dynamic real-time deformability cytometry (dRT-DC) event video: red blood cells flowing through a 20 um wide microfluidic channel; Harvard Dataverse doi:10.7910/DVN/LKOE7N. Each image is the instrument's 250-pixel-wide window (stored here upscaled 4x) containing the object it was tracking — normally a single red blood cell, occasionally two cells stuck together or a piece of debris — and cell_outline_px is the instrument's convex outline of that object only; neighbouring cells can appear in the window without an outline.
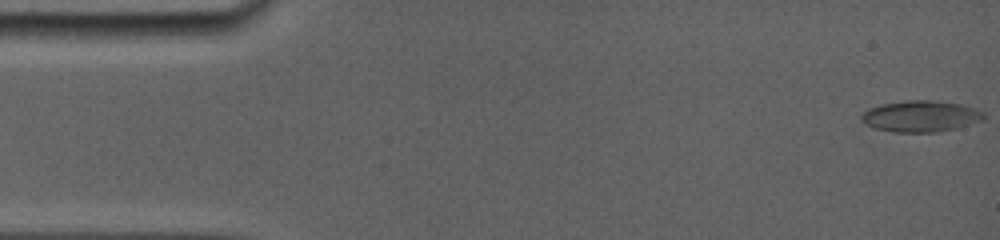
{"species": "common noctule bat (a hibernating species)", "species_latin": "Nyctalus noctula", "temperature_condition": "room temperature", "stored_images_in_passage": 79, "camera_frame_rate_fps": 5000, "um_per_image_px": 0.085, "animal": {"sex": "female", "body_mass_g": 19.0, "forearm_length_mm": 56.7}, "frame": {"image": 1, "passage_image": 1, "time_ms": 0.0, "image_size_px": [1000, 240], "cell_outline_px": [[984, 120], [956, 128], [936, 132], [892, 132], [876, 128], [860, 120], [860, 116], [868, 108], [880, 104], [908, 100], [936, 100], [964, 104], [976, 108], [984, 112]], "centroid_in_image_um": [78.29, 9.86], "position_along_channel_um": 6.7, "area_um2": 22.48}}
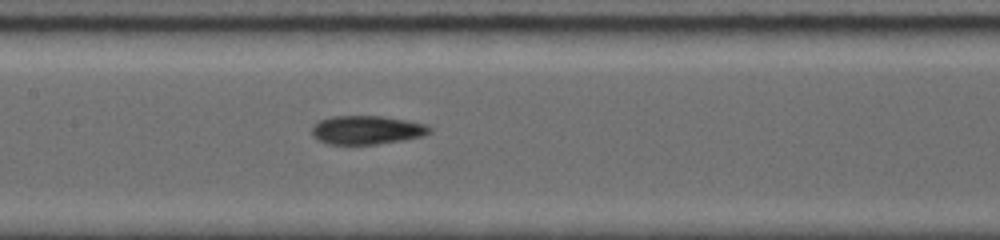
{"frame": {"image": 2, "passage_image": 33, "time_ms": 7.6, "image_size_px": [1000, 240], "cell_outline_px": [[432, 132], [424, 136], [404, 140], [376, 144], [328, 144], [312, 136], [312, 124], [320, 120], [332, 116], [384, 116], [408, 120], [424, 124], [432, 128]], "centroid_in_image_um": [31.19, 11.04], "position_along_channel_um": 176.2, "area_um2": 19.83}}
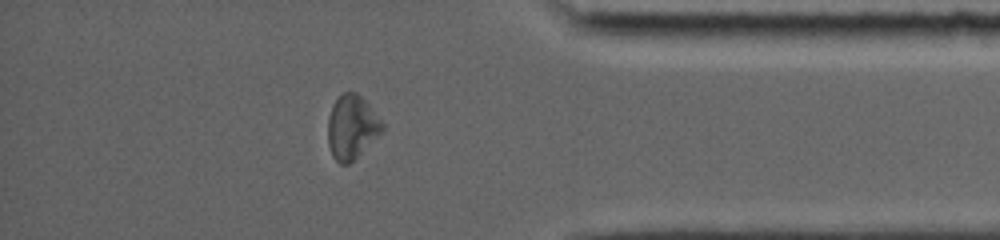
{"frame": {"image": 3, "passage_image": 68, "time_ms": 13.8, "image_size_px": [1000, 240], "cell_outline_px": [[384, 128], [348, 164], [340, 164], [332, 156], [328, 144], [328, 116], [332, 104], [344, 92], [356, 92], [368, 104], [384, 124]], "centroid_in_image_um": [29.86, 10.78], "position_along_channel_um": 405.3, "area_um2": 19.71}, "authors_computed_cell_mechanics": {"area_um2": 20.0566, "velocity_mm_per_s": 3.8639, "shape_relaxation_time_tau1_ms": null, "shape_relaxation_time_tau2_ms": 2.7155, "deformation_change_tau1": null, "deformation_change_tau2": 0.0981}}